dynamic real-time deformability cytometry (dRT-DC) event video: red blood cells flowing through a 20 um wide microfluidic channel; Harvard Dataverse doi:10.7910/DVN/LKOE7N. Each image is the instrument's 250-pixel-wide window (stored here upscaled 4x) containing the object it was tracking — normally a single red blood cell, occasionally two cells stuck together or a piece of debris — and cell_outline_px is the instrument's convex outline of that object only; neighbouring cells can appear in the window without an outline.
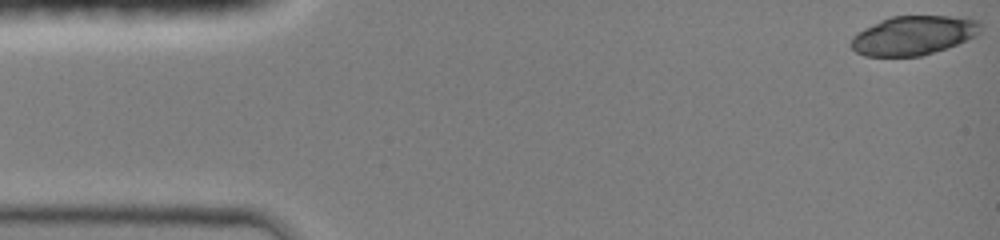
{"species": "common noctule bat (a hibernating species)", "species_latin": "Nyctalus noctula", "temperature_condition": "room temperature", "stored_images_in_passage": 42, "camera_frame_rate_fps": 3000, "um_per_image_px": 0.085, "animal": {"sex": "female", "body_mass_g": 19.0, "forearm_length_mm": 51.5}, "frame": {"image": 1, "passage_image": 1, "time_ms": 0.0, "image_size_px": [1000, 240], "cell_outline_px": [[980, 32], [976, 36], [956, 44], [920, 56], [864, 56], [856, 52], [848, 44], [852, 36], [864, 28], [880, 20], [892, 16], [968, 16], [980, 20]], "centroid_in_image_um": [77.64, 2.99], "position_along_channel_um": 7.4, "area_um2": 29.71}}